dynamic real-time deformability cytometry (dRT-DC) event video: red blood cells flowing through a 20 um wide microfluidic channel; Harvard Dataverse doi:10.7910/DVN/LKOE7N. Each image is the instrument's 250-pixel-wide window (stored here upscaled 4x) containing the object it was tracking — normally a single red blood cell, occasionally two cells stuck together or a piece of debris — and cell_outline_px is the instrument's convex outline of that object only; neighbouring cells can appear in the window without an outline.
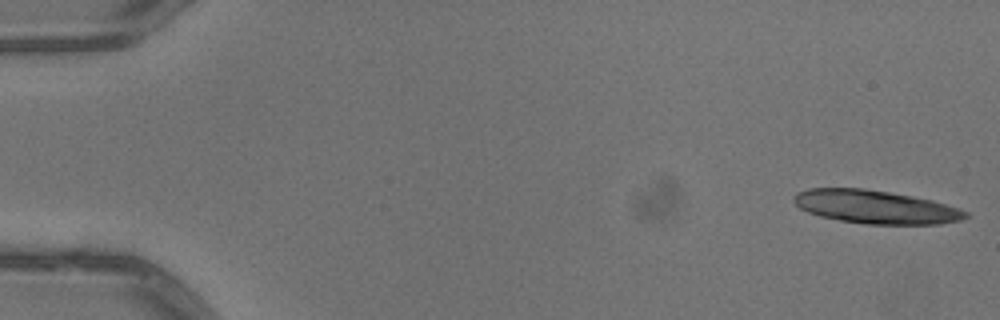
{"species": "common noctule bat (a hibernating species)", "species_latin": "Nyctalus noctula", "temperature_condition": "warm", "stored_images_in_passage": 35, "camera_frame_rate_fps": 3000, "um_per_image_px": 0.085, "animal": {"sex": "male", "body_mass_g": 13.3}, "frame": {"image": 1, "passage_image": 1, "time_ms": 0.0, "image_size_px": [1000, 320], "cell_outline_px": [[968, 216], [960, 220], [940, 224], [868, 224], [840, 220], [820, 216], [808, 212], [800, 208], [792, 200], [792, 196], [796, 192], [808, 188], [864, 188], [912, 196], [932, 200], [968, 212]], "centroid_in_image_um": [74.37, 17.58], "position_along_channel_um": 10.6, "area_um2": 33.18}}
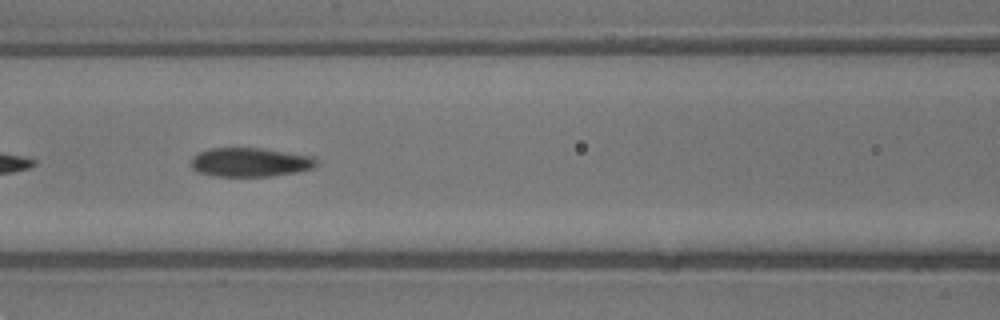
{"frame": {"image": 2, "passage_image": 23, "time_ms": 7.333, "image_size_px": [1000, 320], "cell_outline_px": [[316, 164], [312, 168], [296, 172], [272, 176], [212, 176], [196, 172], [192, 168], [192, 156], [208, 148], [264, 148], [312, 156], [316, 160]], "centroid_in_image_um": [21.22, 13.79], "position_along_channel_um": 145.4, "area_um2": 21.21}}
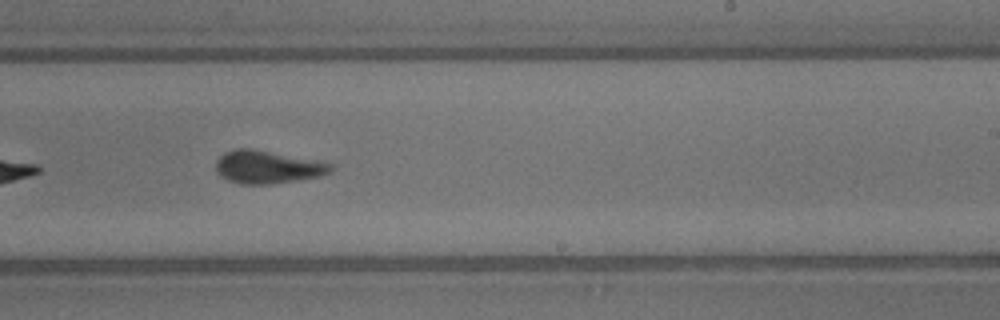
{"frame": {"image": 3, "passage_image": 32, "time_ms": 10.333, "image_size_px": [1000, 320], "cell_outline_px": [[336, 164], [332, 172], [320, 176], [272, 184], [240, 184], [228, 180], [216, 172], [216, 160], [224, 152], [236, 148], [252, 148], [328, 160]], "centroid_in_image_um": [22.86, 14.16], "position_along_channel_um": 266.1, "area_um2": 22.89}}